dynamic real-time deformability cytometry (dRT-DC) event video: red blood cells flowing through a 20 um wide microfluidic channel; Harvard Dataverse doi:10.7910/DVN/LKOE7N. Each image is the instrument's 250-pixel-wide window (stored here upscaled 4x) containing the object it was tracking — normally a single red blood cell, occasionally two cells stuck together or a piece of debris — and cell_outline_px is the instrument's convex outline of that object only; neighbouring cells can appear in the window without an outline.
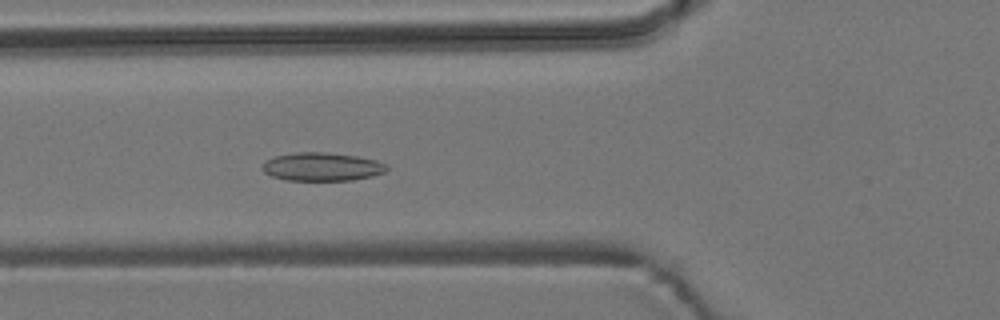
{"species": "common noctule bat (a hibernating species)", "species_latin": "Nyctalus noctula", "temperature_condition": "room temperature", "stored_images_in_passage": 56, "camera_frame_rate_fps": 3000, "um_per_image_px": 0.085, "animal": {"sex": "male", "body_mass_g": 19.2, "forearm_length_mm": 51.8}, "frame": {"image": 1, "passage_image": 21, "time_ms": 6.667, "image_size_px": [1000, 320], "cell_outline_px": [[388, 168], [384, 172], [372, 176], [352, 180], [284, 180], [272, 176], [264, 172], [264, 164], [268, 160], [276, 156], [296, 152], [328, 152], [356, 156], [376, 160], [388, 164]], "centroid_in_image_um": [27.41, 14.17], "position_along_channel_um": 98.4, "area_um2": 20.4}}
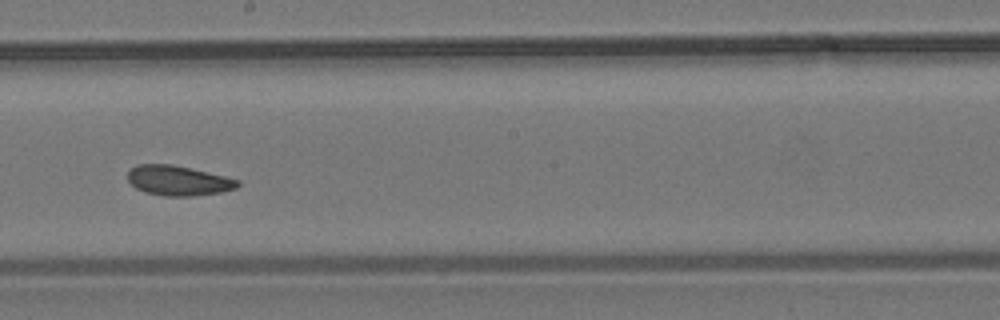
{"frame": {"image": 2, "passage_image": 32, "time_ms": 10.333, "image_size_px": [1000, 320], "cell_outline_px": [[240, 184], [236, 188], [220, 192], [192, 196], [164, 196], [144, 192], [136, 188], [128, 180], [128, 172], [136, 164], [172, 164], [208, 172], [240, 180]], "centroid_in_image_um": [15.14, 15.35], "position_along_channel_um": 233.1, "area_um2": 19.13}}
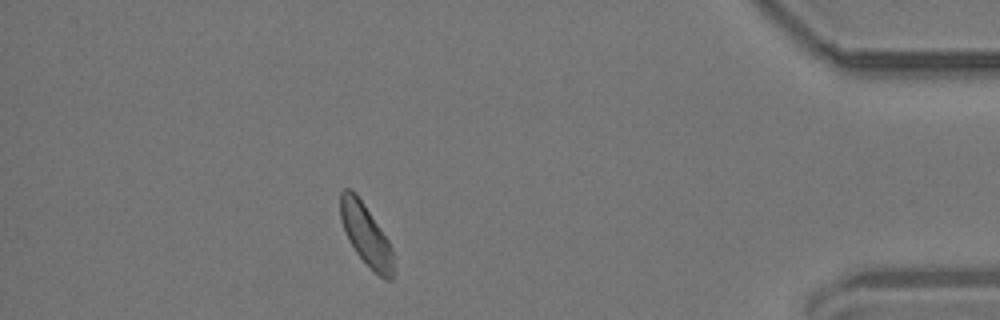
{"frame": {"image": 3, "passage_image": 50, "time_ms": 16.333, "image_size_px": [1000, 320], "cell_outline_px": [[396, 272], [392, 280], [384, 280], [356, 252], [348, 240], [340, 220], [340, 192], [344, 188], [352, 188], [356, 192], [388, 240], [392, 248]], "centroid_in_image_um": [31.12, 19.95], "position_along_channel_um": 404.1, "area_um2": 19.13}, "authors_computed_cell_mechanics": {"area_um2": 19.7387, "velocity_mm_per_s": 3.6624, "shape_relaxation_time_tau1_ms": 8.5472, "shape_relaxation_time_tau2_ms": 2.3811, "deformation_change_tau1": 0.1078, "deformation_change_tau2": 0.0641}}